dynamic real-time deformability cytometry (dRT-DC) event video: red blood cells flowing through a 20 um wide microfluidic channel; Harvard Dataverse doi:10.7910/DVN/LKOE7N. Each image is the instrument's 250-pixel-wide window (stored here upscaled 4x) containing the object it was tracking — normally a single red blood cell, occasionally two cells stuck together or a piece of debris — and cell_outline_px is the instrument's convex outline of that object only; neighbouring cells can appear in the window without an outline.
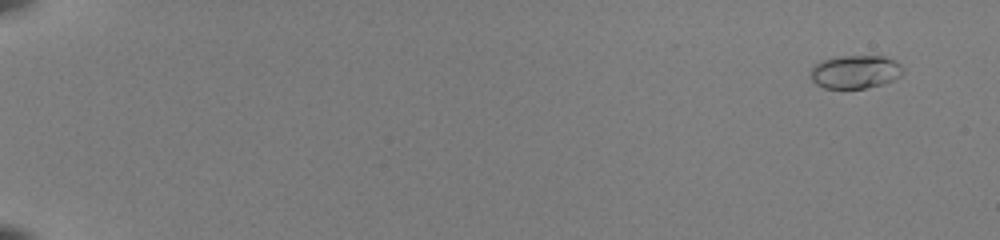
{"species": "common noctule bat (a hibernating species)", "species_latin": "Nyctalus noctula", "temperature_condition": "room temperature", "stored_images_in_passage": 54, "camera_frame_rate_fps": 3000, "um_per_image_px": 0.085, "animal": {"sex": "female", "body_mass_g": 22.0, "forearm_length_mm": 56.7}, "frame": {"image": 1, "passage_image": 4, "time_ms": 1.0, "image_size_px": [1000, 240], "cell_outline_px": [[904, 72], [900, 76], [884, 84], [864, 88], [824, 88], [816, 84], [812, 80], [812, 68], [820, 60], [836, 56], [884, 56], [900, 64], [904, 68]], "centroid_in_image_um": [72.71, 6.1], "position_along_channel_um": 12.3, "area_um2": 17.92}}
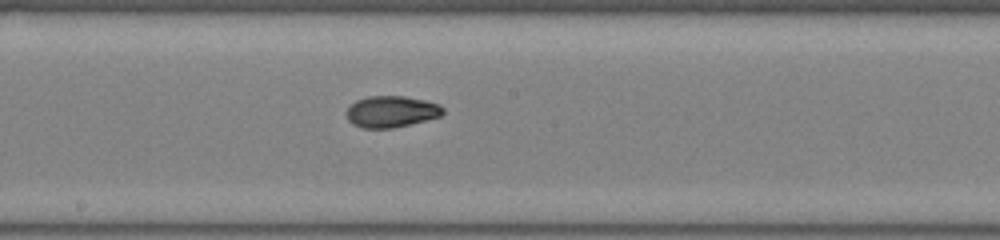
{"frame": {"image": 2, "passage_image": 33, "time_ms": 10.667, "image_size_px": [1000, 240], "cell_outline_px": [[444, 112], [440, 116], [392, 128], [360, 128], [352, 124], [348, 120], [344, 112], [356, 100], [368, 96], [404, 96], [424, 100], [440, 104], [444, 108]], "centroid_in_image_um": [33.22, 9.48], "position_along_channel_um": 215.0, "area_um2": 17.69}}
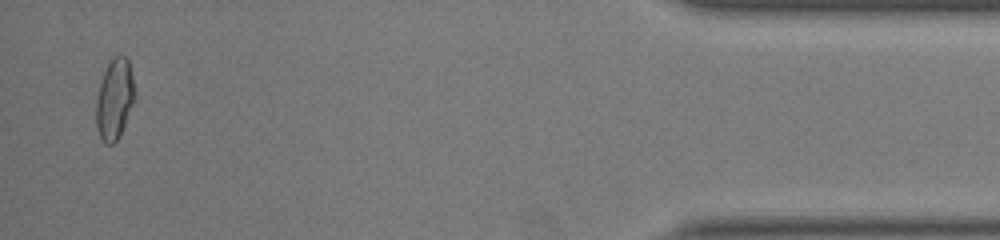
{"frame": {"image": 3, "passage_image": 53, "time_ms": 17.333, "image_size_px": [1000, 240], "cell_outline_px": [[136, 100], [120, 136], [112, 144], [104, 144], [100, 136], [96, 124], [96, 100], [100, 84], [104, 72], [108, 64], [116, 56], [124, 56], [128, 60], [136, 92]], "centroid_in_image_um": [9.76, 8.47], "position_along_channel_um": 425.4, "area_um2": 18.21}, "authors_computed_cell_mechanics": {"area_um2": 17.5134, "velocity_mm_per_s": 4.0297, "shape_relaxation_time_tau1_ms": 6.8392, "shape_relaxation_time_tau2_ms": 1.6424, "deformation_change_tau1": 0.2071, "deformation_change_tau2": 0.0559}}